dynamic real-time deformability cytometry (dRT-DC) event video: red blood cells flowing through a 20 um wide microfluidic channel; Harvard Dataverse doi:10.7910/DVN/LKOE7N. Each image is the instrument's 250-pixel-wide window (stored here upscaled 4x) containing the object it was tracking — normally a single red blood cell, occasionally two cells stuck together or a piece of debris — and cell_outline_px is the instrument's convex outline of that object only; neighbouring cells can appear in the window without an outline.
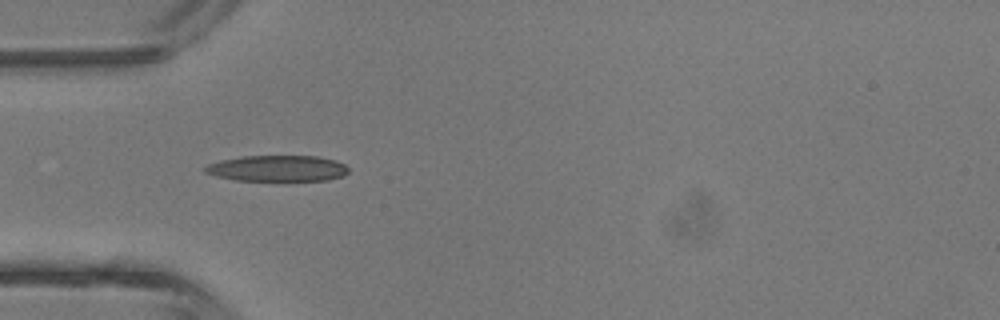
{"species": "common noctule bat (a hibernating species)", "species_latin": "Nyctalus noctula", "temperature_condition": "room temperature", "stored_images_in_passage": 2, "camera_frame_rate_fps": 3000, "um_per_image_px": 0.085, "animal": {"sex": "male", "body_mass_g": 13.3}, "frame": {"image": 1, "passage_image": 1, "time_ms": 0.0, "image_size_px": [1000, 320], "cell_outline_px": [[348, 172], [344, 176], [328, 180], [236, 180], [216, 176], [204, 172], [204, 168], [208, 164], [220, 160], [240, 156], [316, 156], [336, 160], [344, 164], [348, 168]], "centroid_in_image_um": [23.59, 14.3], "position_along_channel_um": 61.4, "area_um2": 21.73}}
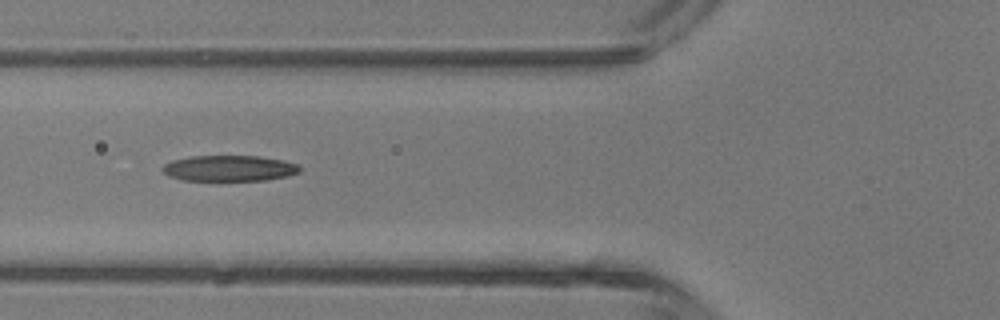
{"frame": {"image": 2, "passage_image": 2, "time_ms": 1.0, "image_size_px": [1000, 320], "cell_outline_px": [[300, 172], [288, 176], [264, 180], [180, 180], [168, 176], [160, 168], [164, 164], [172, 160], [188, 156], [260, 156], [284, 160], [296, 164], [300, 168]], "centroid_in_image_um": [19.45, 14.3], "position_along_channel_um": 106.3, "area_um2": 20.75}}